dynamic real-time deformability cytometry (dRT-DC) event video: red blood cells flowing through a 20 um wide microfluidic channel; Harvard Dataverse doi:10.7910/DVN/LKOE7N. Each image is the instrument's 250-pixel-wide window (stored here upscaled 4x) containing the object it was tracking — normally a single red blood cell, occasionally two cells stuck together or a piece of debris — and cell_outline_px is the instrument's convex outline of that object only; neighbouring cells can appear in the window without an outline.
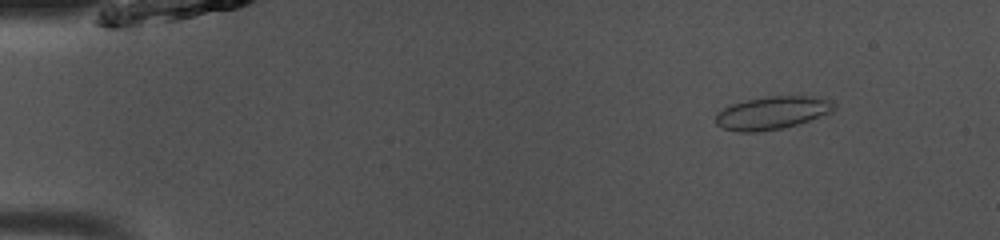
{"species": "common noctule bat (a hibernating species)", "species_latin": "Nyctalus noctula", "temperature_condition": "room temperature", "stored_images_in_passage": 49, "camera_frame_rate_fps": 3000, "um_per_image_px": 0.085, "animal": {"sex": "male", "body_mass_g": 13.0, "forearm_length_mm": 53.1}, "frame": {"image": 1, "passage_image": 6, "time_ms": 1.667, "image_size_px": [1000, 240], "cell_outline_px": [[836, 108], [832, 112], [796, 124], [780, 128], [756, 132], [740, 132], [724, 128], [716, 124], [716, 116], [724, 108], [732, 104], [748, 100], [772, 96], [808, 96], [836, 100]], "centroid_in_image_um": [65.69, 9.58], "position_along_channel_um": 19.3, "area_um2": 22.37}}
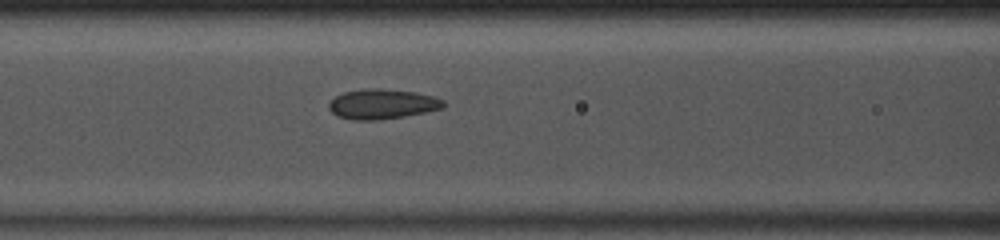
{"frame": {"image": 2, "passage_image": 21, "time_ms": 6.667, "image_size_px": [1000, 240], "cell_outline_px": [[448, 104], [444, 108], [404, 116], [376, 120], [352, 120], [340, 116], [332, 112], [328, 108], [328, 104], [336, 96], [344, 92], [364, 88], [380, 88], [416, 92], [432, 96], [444, 100]], "centroid_in_image_um": [32.52, 8.83], "position_along_channel_um": 134.1, "area_um2": 20.0}}
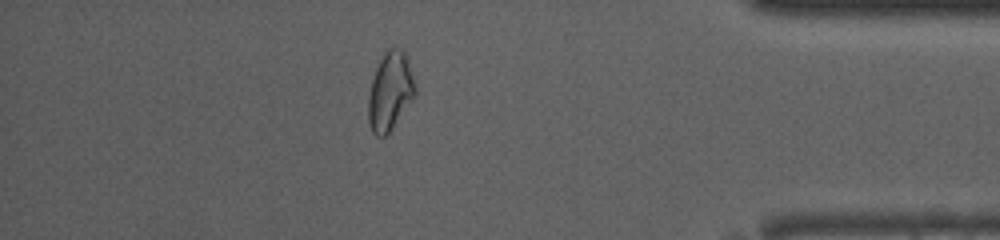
{"frame": {"image": 3, "passage_image": 43, "time_ms": 14.0, "image_size_px": [1000, 240], "cell_outline_px": [[416, 96], [392, 128], [384, 136], [376, 136], [372, 132], [368, 124], [368, 96], [372, 80], [376, 68], [384, 52], [388, 48], [400, 48], [408, 56], [416, 84]], "centroid_in_image_um": [33.18, 7.75], "position_along_channel_um": 402.0, "area_um2": 21.68}, "authors_computed_cell_mechanics": {"area_um2": 20.1722, "velocity_mm_per_s": 4.0816, "shape_relaxation_time_tau1_ms": null, "shape_relaxation_time_tau2_ms": 1.6649, "deformation_change_tau1": null, "deformation_change_tau2": 0.0648}}